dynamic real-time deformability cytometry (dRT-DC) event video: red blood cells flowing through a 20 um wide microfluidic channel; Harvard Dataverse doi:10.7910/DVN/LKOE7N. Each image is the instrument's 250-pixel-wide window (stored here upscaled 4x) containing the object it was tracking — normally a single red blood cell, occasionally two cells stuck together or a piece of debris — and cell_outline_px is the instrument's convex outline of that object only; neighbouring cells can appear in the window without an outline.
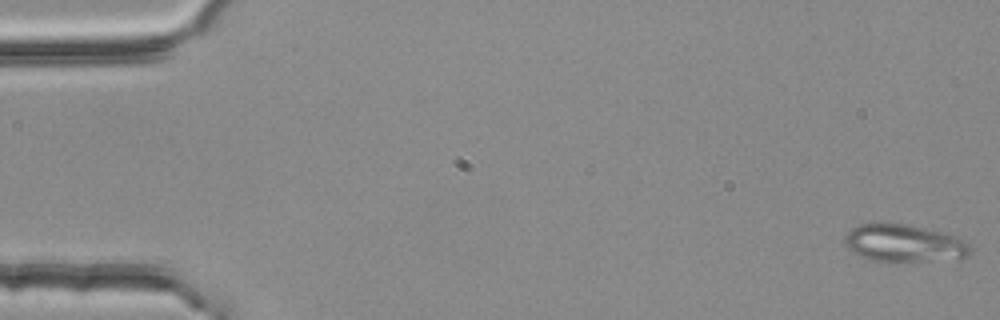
{"species": "common noctule bat (a hibernating species)", "species_latin": "Nyctalus noctula", "temperature_condition": "room temperature", "stored_images_in_passage": 54, "camera_frame_rate_fps": 3000, "um_per_image_px": 0.085, "animal": {"sex": "female", "body_mass_g": 25.1}, "frame": {"image": 1, "passage_image": 1, "time_ms": 0.0, "image_size_px": [1000, 320], "cell_outline_px": [[972, 252], [968, 256], [896, 264], [868, 260], [852, 252], [848, 248], [844, 240], [844, 236], [856, 224], [908, 224], [956, 236], [964, 240], [972, 248]], "centroid_in_image_um": [76.8, 20.71], "position_along_channel_um": 8.2, "area_um2": 27.74}}
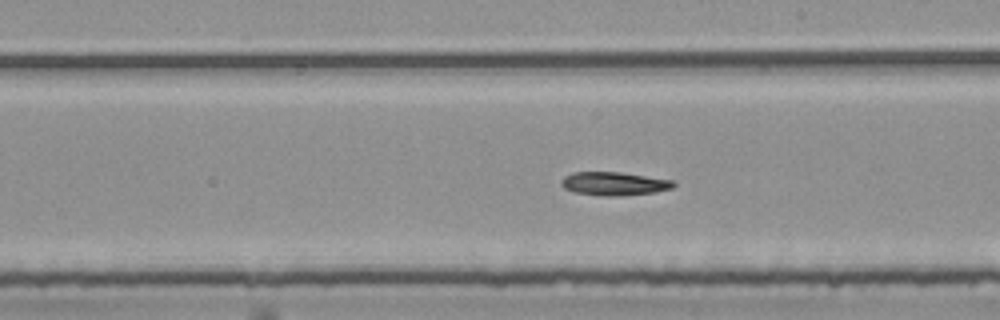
{"frame": {"image": 2, "passage_image": 31, "time_ms": 10.0, "image_size_px": [1000, 320], "cell_outline_px": [[676, 184], [672, 188], [656, 192], [620, 196], [600, 196], [572, 192], [564, 188], [560, 184], [560, 180], [564, 176], [572, 172], [620, 172], [672, 180]], "centroid_in_image_um": [52.15, 15.62], "position_along_channel_um": 236.9, "area_um2": 15.49}}
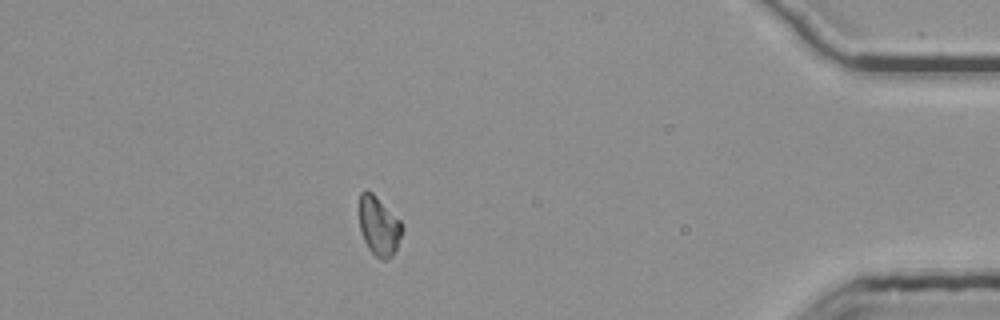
{"frame": {"image": 3, "passage_image": 48, "time_ms": 15.667, "image_size_px": [1000, 320], "cell_outline_px": [[404, 228], [396, 248], [392, 256], [388, 260], [380, 260], [368, 248], [364, 240], [360, 228], [360, 192], [364, 188], [372, 192], [400, 220]], "centroid_in_image_um": [32.21, 19.21], "position_along_channel_um": 403.0, "area_um2": 14.74}}